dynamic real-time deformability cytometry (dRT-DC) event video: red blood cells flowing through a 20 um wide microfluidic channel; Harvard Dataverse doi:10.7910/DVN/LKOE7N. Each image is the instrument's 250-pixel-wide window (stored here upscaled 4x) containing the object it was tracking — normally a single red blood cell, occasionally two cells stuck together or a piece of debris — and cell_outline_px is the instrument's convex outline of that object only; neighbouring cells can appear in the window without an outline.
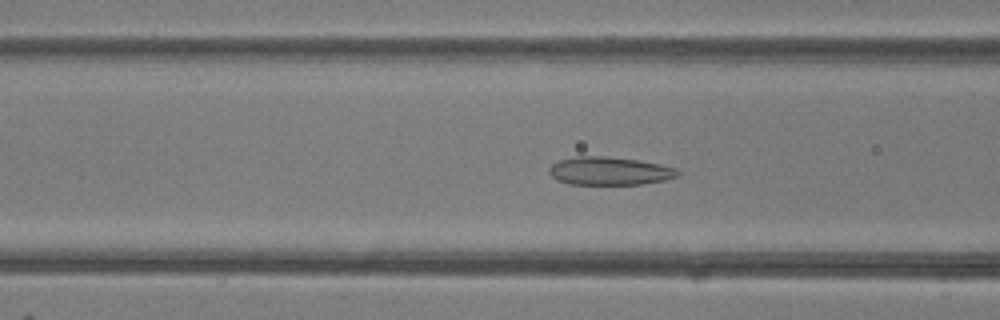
{"species": "common noctule bat (a hibernating species)", "species_latin": "Nyctalus noctula", "temperature_condition": "room temperature", "stored_images_in_passage": 49, "camera_frame_rate_fps": 3000, "um_per_image_px": 0.085, "animal": {"sex": "female"}, "frame": {"image": 1, "passage_image": 19, "time_ms": 6.0, "image_size_px": [1000, 320], "cell_outline_px": [[680, 176], [664, 180], [640, 184], [568, 184], [556, 180], [548, 172], [548, 168], [552, 164], [560, 160], [576, 156], [604, 156], [636, 160], [660, 164], [676, 168], [680, 172]], "centroid_in_image_um": [51.8, 14.53], "position_along_channel_um": 114.8, "area_um2": 21.1}}
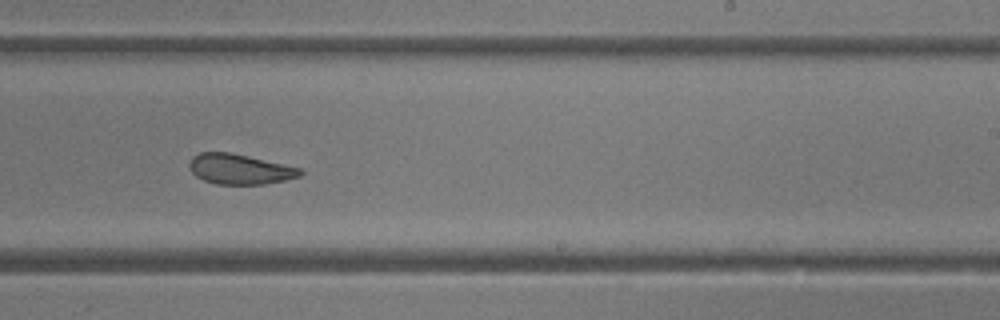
{"frame": {"image": 2, "passage_image": 30, "time_ms": 9.667, "image_size_px": [1000, 320], "cell_outline_px": [[304, 172], [300, 176], [284, 180], [264, 184], [216, 184], [204, 180], [196, 176], [192, 172], [188, 164], [192, 156], [200, 152], [232, 152], [304, 168]], "centroid_in_image_um": [20.41, 14.36], "position_along_channel_um": 268.6, "area_um2": 19.77}}
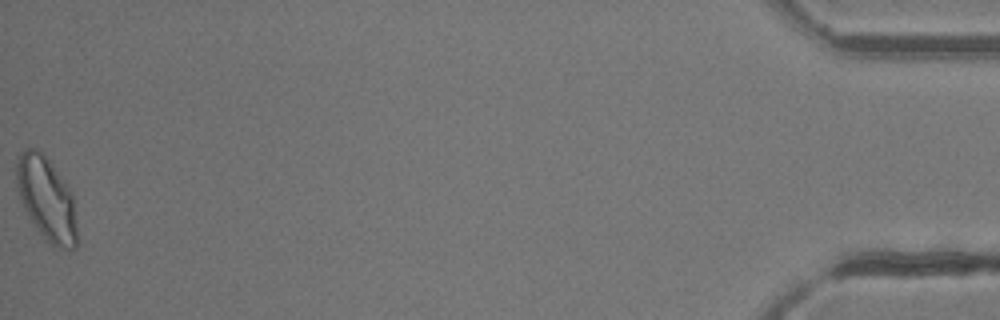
{"frame": {"image": 3, "passage_image": 49, "time_ms": 16.0, "image_size_px": [1000, 320], "cell_outline_px": [[76, 248], [52, 248], [44, 240], [24, 208], [20, 196], [16, 180], [16, 164], [24, 148], [36, 148], [52, 164], [72, 192], [76, 228]], "centroid_in_image_um": [3.95, 16.93], "position_along_channel_um": 431.2, "area_um2": 29.07}, "authors_computed_cell_mechanics": {"area_um2": 23.409, "velocity_mm_per_s": 4.1928, "shape_relaxation_time_tau1_ms": 4.4259, "shape_relaxation_time_tau2_ms": 1.6647, "deformation_change_tau1": 0.1426, "deformation_change_tau2": 0.0778}}